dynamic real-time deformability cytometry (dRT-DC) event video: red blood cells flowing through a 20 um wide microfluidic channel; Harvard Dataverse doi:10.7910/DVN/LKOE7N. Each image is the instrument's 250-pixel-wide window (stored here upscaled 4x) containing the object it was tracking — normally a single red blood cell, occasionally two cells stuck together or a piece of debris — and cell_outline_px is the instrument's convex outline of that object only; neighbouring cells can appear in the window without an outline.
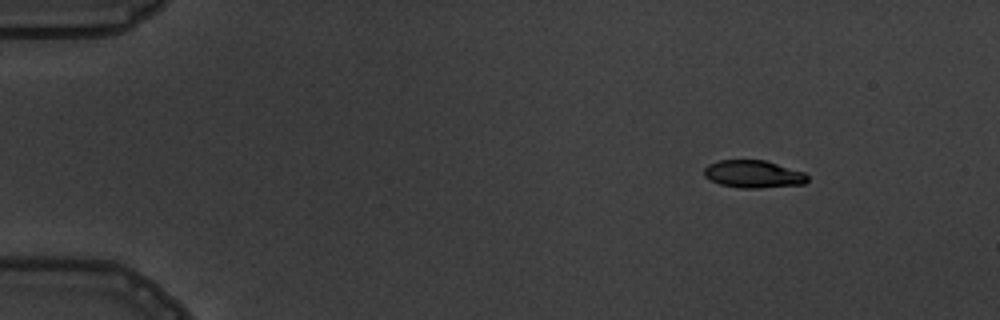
{"species": "common noctule bat (a hibernating species)", "species_latin": "Nyctalus noctula", "temperature_condition": "warm", "stored_images_in_passage": 4, "camera_frame_rate_fps": 3000, "um_per_image_px": 0.085, "animal": {"sex": "male", "body_mass_g": 19.5, "forearm_length_mm": 54.6}, "frame": {"image": 1, "passage_image": 1, "time_ms": 0.0, "image_size_px": [1000, 320], "cell_outline_px": [[808, 180], [804, 184], [760, 188], [740, 188], [720, 184], [704, 176], [704, 168], [708, 164], [720, 160], [764, 160], [804, 172], [808, 176]], "centroid_in_image_um": [64.04, 14.8], "position_along_channel_um": 21.0, "area_um2": 16.53}}
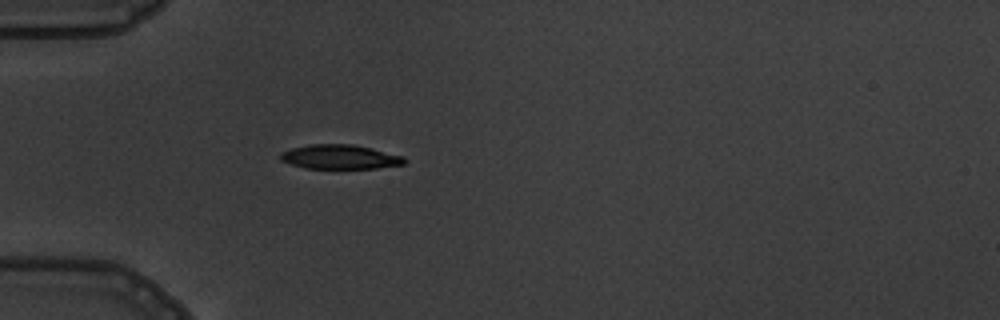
{"frame": {"image": 2, "passage_image": 4, "time_ms": 3.333, "image_size_px": [1000, 320], "cell_outline_px": [[408, 160], [404, 164], [376, 168], [308, 168], [292, 164], [280, 160], [280, 152], [292, 148], [308, 144], [352, 144], [372, 148], [404, 156]], "centroid_in_image_um": [28.92, 13.32], "position_along_channel_um": 56.1, "area_um2": 17.57}}